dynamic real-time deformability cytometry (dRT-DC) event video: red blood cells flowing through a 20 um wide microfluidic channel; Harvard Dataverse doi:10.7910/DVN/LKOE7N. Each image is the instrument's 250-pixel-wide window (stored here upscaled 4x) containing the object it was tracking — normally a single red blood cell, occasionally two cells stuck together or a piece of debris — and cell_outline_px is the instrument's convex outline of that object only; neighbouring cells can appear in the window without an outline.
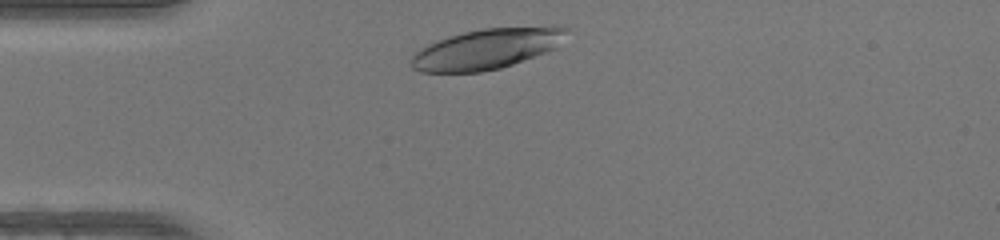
{"species": "human", "species_latin": "Homo sapiens", "temperature_condition": "warm", "stored_images_in_passage": 29, "camera_frame_rate_fps": 3000, "um_per_image_px": 0.085, "donor": {"sex": "female"}, "frame": {"image": 1, "passage_image": 2, "time_ms": 0.333, "image_size_px": [1000, 240], "cell_outline_px": [[572, 28], [556, 48], [512, 64], [500, 68], [480, 72], [420, 72], [412, 68], [412, 56], [420, 48], [436, 40], [448, 36], [464, 32], [484, 28], [548, 24], [556, 24]], "centroid_in_image_um": [41.47, 4.11], "position_along_channel_um": 43.5, "area_um2": 37.22}}
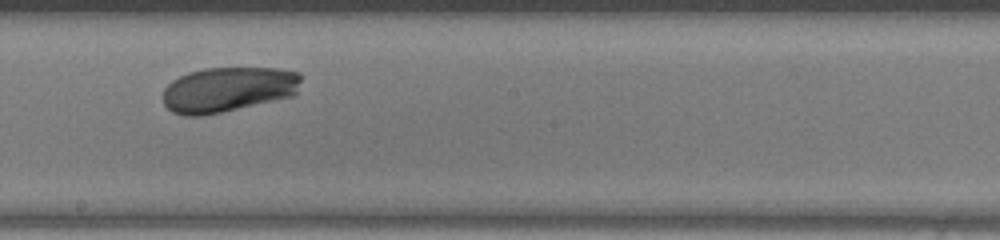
{"frame": {"image": 2, "passage_image": 17, "time_ms": 5.333, "image_size_px": [1000, 240], "cell_outline_px": [[300, 80], [296, 96], [204, 116], [184, 116], [172, 112], [164, 104], [164, 88], [172, 80], [188, 72], [204, 68], [280, 68], [300, 72]], "centroid_in_image_um": [19.41, 7.61], "position_along_channel_um": 228.8, "area_um2": 36.7}}
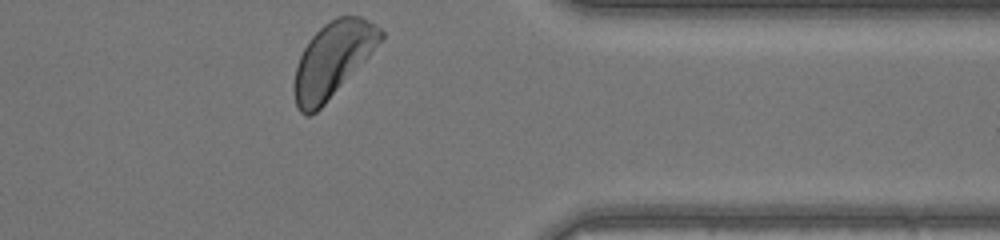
{"frame": {"image": 3, "passage_image": 29, "time_ms": 9.333, "image_size_px": [1000, 240], "cell_outline_px": [[384, 36], [368, 56], [324, 104], [316, 112], [308, 116], [304, 116], [300, 112], [296, 104], [292, 88], [292, 84], [296, 68], [300, 56], [308, 40], [324, 24], [336, 16], [360, 16], [368, 20], [380, 28], [384, 32]], "centroid_in_image_um": [28.23, 5.07], "position_along_channel_um": 383.2, "area_um2": 37.17}, "authors_computed_cell_mechanics": {"area_um2": 36.8186, "velocity_mm_per_s": 4.191, "shape_relaxation_time_tau1_ms": 1.6987, "shape_relaxation_time_tau2_ms": null, "deformation_change_tau1": 0.1092, "deformation_change_tau2": null}}